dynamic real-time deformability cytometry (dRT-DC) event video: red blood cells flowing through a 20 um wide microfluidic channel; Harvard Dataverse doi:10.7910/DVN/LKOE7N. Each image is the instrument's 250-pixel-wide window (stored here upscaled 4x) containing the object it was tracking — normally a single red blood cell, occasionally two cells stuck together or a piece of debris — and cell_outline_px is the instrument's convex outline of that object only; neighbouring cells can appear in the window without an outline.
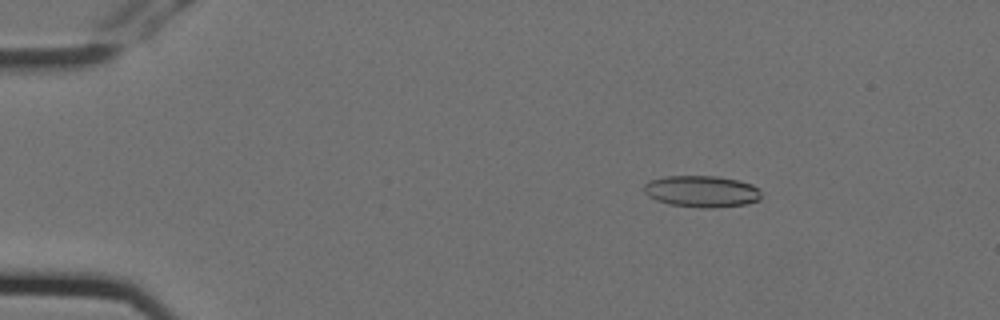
{"species": "Egyptian fruit bat (a non-hibernating species)", "species_latin": "Rousettus aegyptiacus", "temperature_condition": "cold", "stored_images_in_passage": 4, "camera_frame_rate_fps": 3000, "um_per_image_px": 0.085, "animal": {"sex": "female"}, "frame": {"image": 1, "passage_image": 2, "time_ms": 0.333, "image_size_px": [1000, 320], "cell_outline_px": [[760, 200], [744, 204], [712, 208], [700, 208], [668, 204], [656, 200], [648, 196], [644, 192], [644, 184], [648, 180], [664, 176], [720, 176], [740, 180], [752, 184], [760, 192]], "centroid_in_image_um": [59.61, 16.26], "position_along_channel_um": 25.4, "area_um2": 21.79}}